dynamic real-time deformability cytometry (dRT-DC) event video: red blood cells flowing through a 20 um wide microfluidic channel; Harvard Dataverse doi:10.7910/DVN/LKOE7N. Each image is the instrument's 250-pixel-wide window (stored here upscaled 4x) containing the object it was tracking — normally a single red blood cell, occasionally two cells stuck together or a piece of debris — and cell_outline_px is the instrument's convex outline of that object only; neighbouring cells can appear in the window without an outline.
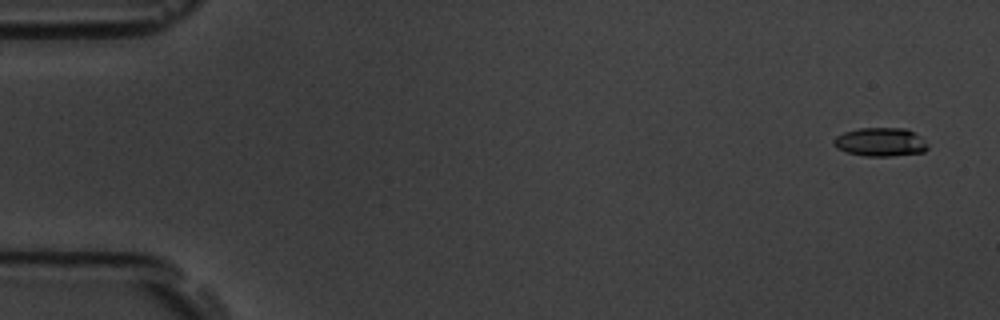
{"species": "common noctule bat (a hibernating species)", "species_latin": "Nyctalus noctula", "temperature_condition": "room temperature", "stored_images_in_passage": 6, "camera_frame_rate_fps": 3000, "um_per_image_px": 0.085, "animal": {"sex": "male", "body_mass_g": 19.5, "forearm_length_mm": 54.6}, "frame": {"image": 1, "passage_image": 1, "time_ms": 0.0, "image_size_px": [1000, 320], "cell_outline_px": [[928, 148], [924, 152], [892, 156], [864, 156], [848, 152], [836, 148], [832, 144], [832, 140], [836, 136], [844, 132], [860, 128], [904, 128], [920, 136], [928, 144]], "centroid_in_image_um": [74.82, 12.08], "position_along_channel_um": 10.2, "area_um2": 15.72}}
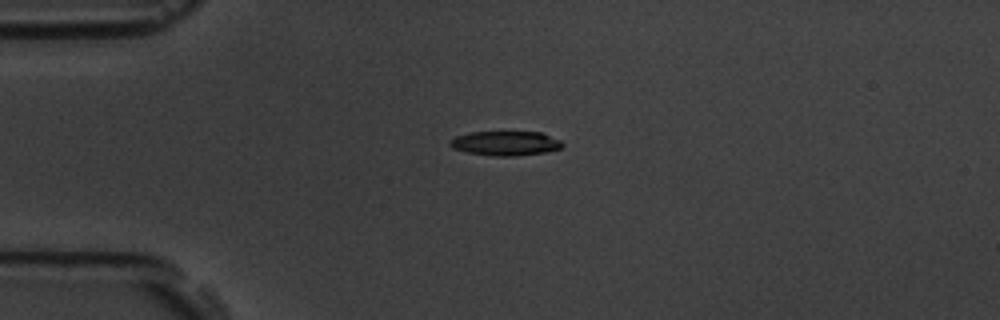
{"frame": {"image": 2, "passage_image": 4, "time_ms": 4.0, "image_size_px": [1000, 320], "cell_outline_px": [[564, 144], [560, 148], [548, 152], [516, 156], [492, 156], [468, 152], [452, 148], [448, 144], [456, 136], [472, 132], [540, 132], [560, 140]], "centroid_in_image_um": [42.98, 12.19], "position_along_channel_um": 42.0, "area_um2": 15.95}}
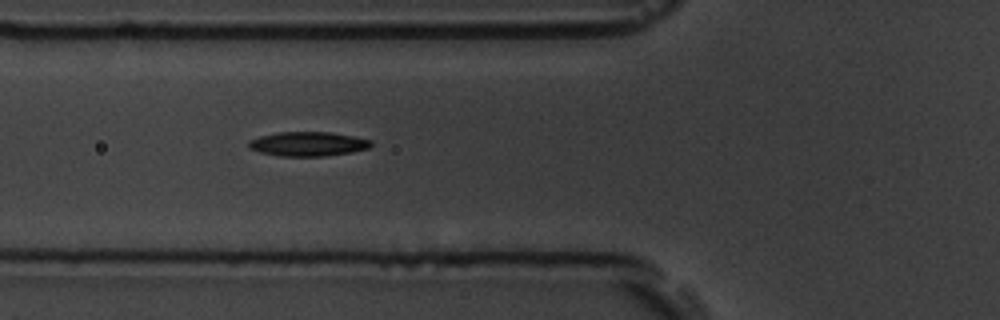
{"frame": {"image": 3, "passage_image": 6, "time_ms": 6.333, "image_size_px": [1000, 320], "cell_outline_px": [[372, 144], [368, 148], [352, 152], [324, 156], [280, 156], [260, 152], [248, 148], [248, 140], [260, 136], [280, 132], [332, 132], [372, 140]], "centroid_in_image_um": [26.16, 12.23], "position_along_channel_um": 99.6, "area_um2": 17.34}}